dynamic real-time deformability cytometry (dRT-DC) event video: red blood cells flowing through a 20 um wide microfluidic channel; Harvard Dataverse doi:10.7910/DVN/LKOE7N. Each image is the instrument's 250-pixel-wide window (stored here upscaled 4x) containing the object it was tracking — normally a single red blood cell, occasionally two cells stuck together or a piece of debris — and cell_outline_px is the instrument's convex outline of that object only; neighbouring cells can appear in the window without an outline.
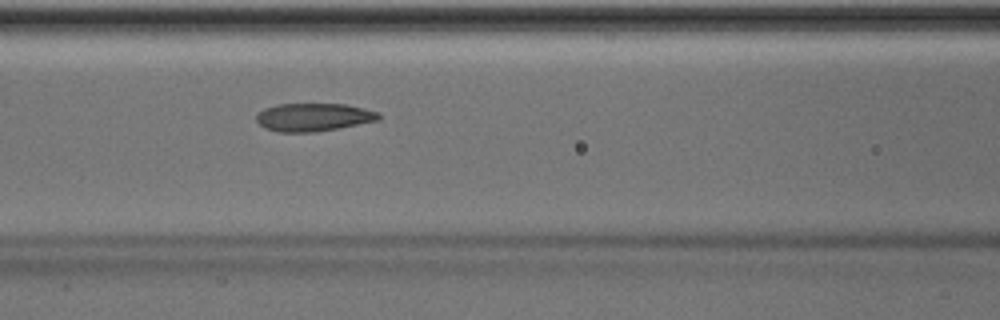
{"species": "Egyptian fruit bat (a non-hibernating species)", "species_latin": "Rousettus aegyptiacus", "temperature_condition": "room temperature", "stored_images_in_passage": 37, "camera_frame_rate_fps": 3000, "um_per_image_px": 0.085, "animal": {"sex": "male"}, "frame": {"image": 1, "passage_image": 11, "time_ms": 3.333, "image_size_px": [1000, 320], "cell_outline_px": [[380, 120], [340, 128], [316, 132], [280, 132], [264, 128], [256, 120], [256, 116], [264, 108], [280, 104], [344, 104], [364, 108], [380, 112]], "centroid_in_image_um": [26.68, 9.96], "position_along_channel_um": 139.9, "area_um2": 20.06}}
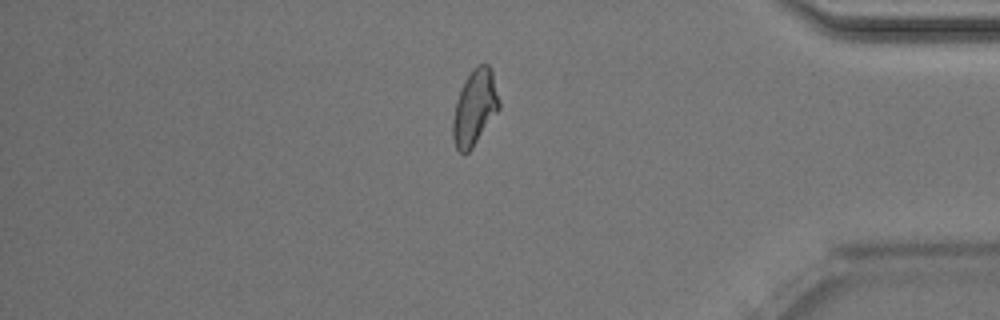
{"frame": {"image": 2, "passage_image": 32, "time_ms": 10.333, "image_size_px": [1000, 320], "cell_outline_px": [[500, 108], [472, 148], [464, 156], [456, 148], [452, 136], [452, 120], [456, 100], [472, 68], [476, 64], [484, 60], [488, 64], [492, 72], [500, 100]], "centroid_in_image_um": [40.35, 9.13], "position_along_channel_um": 394.8, "area_um2": 20.46}, "authors_computed_cell_mechanics": {"area_um2": 20.1144, "velocity_mm_per_s": 4.0444, "shape_relaxation_time_tau1_ms": 3.3465, "shape_relaxation_time_tau2_ms": 1.5427, "deformation_change_tau1": 0.1514, "deformation_change_tau2": 0.0934}}